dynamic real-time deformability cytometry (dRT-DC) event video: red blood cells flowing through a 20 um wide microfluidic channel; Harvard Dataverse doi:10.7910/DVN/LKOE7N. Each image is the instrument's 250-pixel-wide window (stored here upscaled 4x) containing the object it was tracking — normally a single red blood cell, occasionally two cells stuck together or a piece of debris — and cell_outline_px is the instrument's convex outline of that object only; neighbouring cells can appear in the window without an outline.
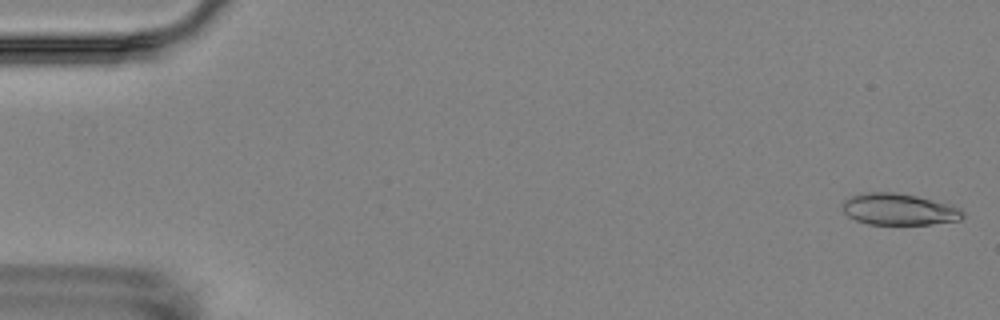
{"species": "Egyptian fruit bat (a non-hibernating species)", "species_latin": "Rousettus aegyptiacus", "temperature_condition": "room temperature", "stored_images_in_passage": 7, "camera_frame_rate_fps": 3000, "um_per_image_px": 0.085, "animal": {"sex": "female"}, "frame": {"image": 1, "passage_image": 1, "time_ms": 0.0, "image_size_px": [1000, 320], "cell_outline_px": [[964, 216], [960, 220], [932, 224], [868, 224], [856, 220], [848, 216], [844, 212], [840, 204], [844, 200], [852, 196], [868, 192], [892, 192], [916, 196], [960, 208], [964, 212]], "centroid_in_image_um": [76.37, 17.8], "position_along_channel_um": 8.6, "area_um2": 21.91}}
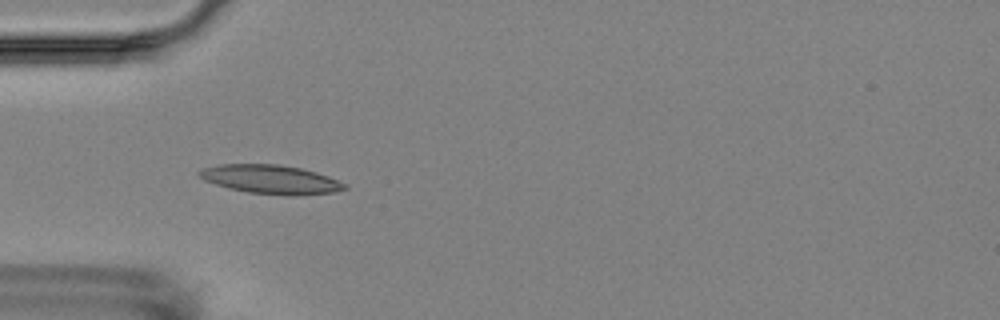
{"frame": {"image": 2, "passage_image": 5, "time_ms": 5.333, "image_size_px": [1000, 320], "cell_outline_px": [[348, 188], [336, 192], [296, 196], [288, 196], [248, 192], [228, 188], [204, 180], [196, 172], [200, 168], [220, 164], [276, 164], [300, 168], [316, 172], [328, 176], [348, 184]], "centroid_in_image_um": [23.03, 15.25], "position_along_channel_um": 62.0, "area_um2": 24.68}}